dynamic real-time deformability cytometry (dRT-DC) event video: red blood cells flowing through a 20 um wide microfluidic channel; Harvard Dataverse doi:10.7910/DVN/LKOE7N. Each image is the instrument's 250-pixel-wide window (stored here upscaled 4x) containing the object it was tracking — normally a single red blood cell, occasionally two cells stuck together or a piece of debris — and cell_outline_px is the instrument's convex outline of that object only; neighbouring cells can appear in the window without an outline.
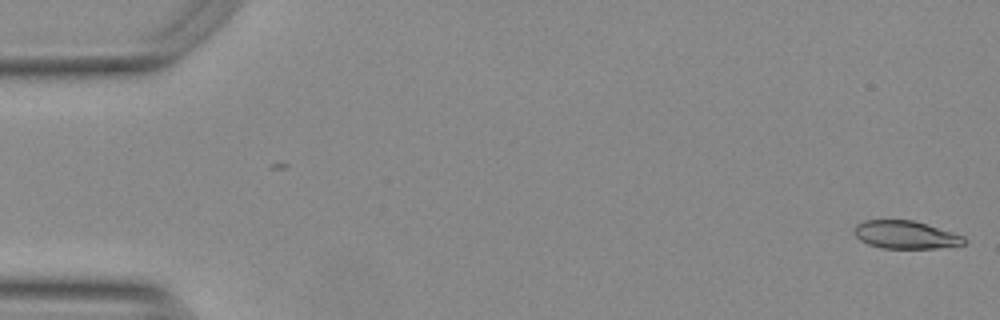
{"species": "Egyptian fruit bat (a non-hibernating species)", "species_latin": "Rousettus aegyptiacus", "temperature_condition": "warm", "stored_images_in_passage": 15, "camera_frame_rate_fps": 3000, "um_per_image_px": 0.085, "animal": {"sex": "female"}, "frame": {"image": 1, "passage_image": 1, "time_ms": 0.0, "image_size_px": [1000, 320], "cell_outline_px": [[968, 240], [964, 244], [936, 248], [884, 248], [868, 244], [860, 240], [856, 236], [856, 224], [864, 220], [912, 220], [952, 232], [964, 236]], "centroid_in_image_um": [76.99, 19.96], "position_along_channel_um": 8.0, "area_um2": 17.63}}
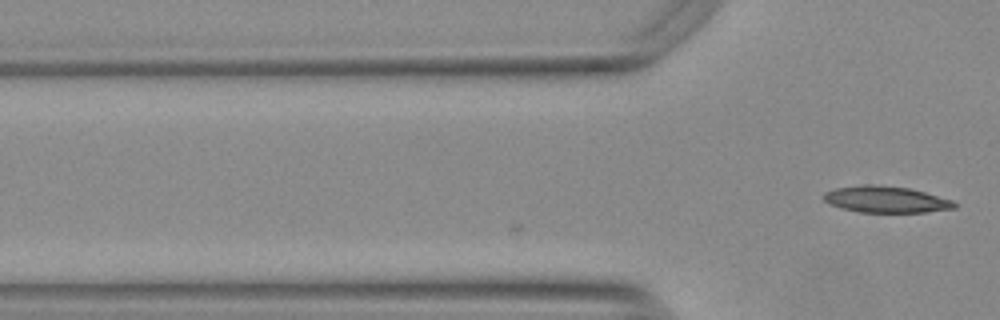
{"frame": {"image": 2, "passage_image": 15, "time_ms": 4.667, "image_size_px": [1000, 320], "cell_outline_px": [[956, 208], [924, 212], [860, 212], [840, 208], [828, 204], [820, 196], [824, 192], [836, 188], [864, 184], [872, 184], [908, 188], [956, 200]], "centroid_in_image_um": [75.28, 16.95], "position_along_channel_um": 50.5, "area_um2": 20.35}}